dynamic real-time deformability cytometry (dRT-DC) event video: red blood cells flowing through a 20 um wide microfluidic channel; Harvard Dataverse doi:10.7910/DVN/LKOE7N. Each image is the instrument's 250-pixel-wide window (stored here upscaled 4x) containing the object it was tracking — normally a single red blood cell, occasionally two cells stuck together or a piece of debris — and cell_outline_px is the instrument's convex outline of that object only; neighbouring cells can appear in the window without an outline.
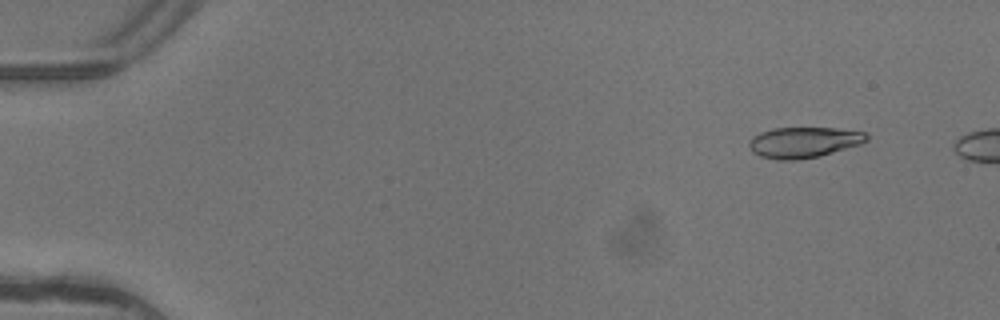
{"species": "common noctule bat (a hibernating species)", "species_latin": "Nyctalus noctula", "temperature_condition": "warm", "stored_images_in_passage": 4, "camera_frame_rate_fps": 3000, "um_per_image_px": 0.085, "animal": {"sex": "female"}, "frame": {"image": 1, "passage_image": 1, "time_ms": 0.0, "image_size_px": [1000, 320], "cell_outline_px": [[868, 140], [860, 144], [820, 156], [796, 160], [776, 160], [760, 156], [752, 152], [748, 144], [748, 140], [752, 136], [760, 132], [776, 128], [836, 128], [864, 132], [868, 136]], "centroid_in_image_um": [68.28, 12.1], "position_along_channel_um": 16.7, "area_um2": 21.1}}